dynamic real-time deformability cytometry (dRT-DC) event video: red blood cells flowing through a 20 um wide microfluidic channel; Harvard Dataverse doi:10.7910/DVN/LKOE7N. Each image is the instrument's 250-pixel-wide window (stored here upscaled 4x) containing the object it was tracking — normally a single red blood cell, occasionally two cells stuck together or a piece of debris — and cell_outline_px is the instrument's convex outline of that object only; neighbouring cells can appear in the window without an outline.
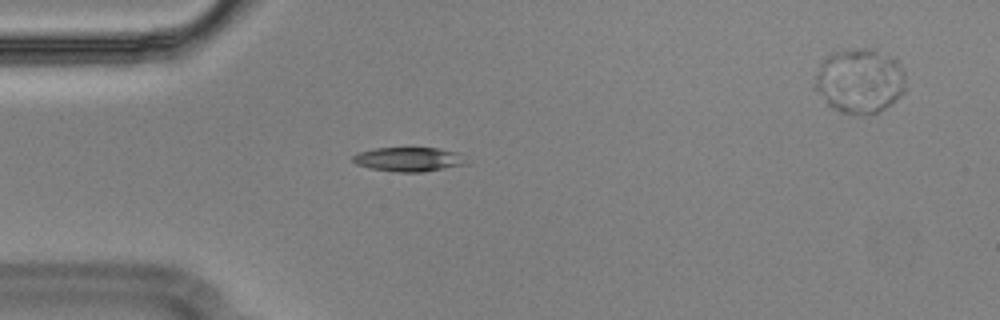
{"species": "Egyptian fruit bat (a non-hibernating species)", "species_latin": "Rousettus aegyptiacus", "temperature_condition": "cold", "stored_images_in_passage": 42, "camera_frame_rate_fps": 3000, "um_per_image_px": 0.085, "animal": {"sex": "male"}, "frame": {"image": 1, "passage_image": 1, "time_ms": 0.0, "image_size_px": [1000, 320], "cell_outline_px": [[468, 164], [424, 172], [396, 172], [372, 168], [356, 164], [352, 160], [352, 156], [356, 152], [376, 148], [436, 148], [460, 152]], "centroid_in_image_um": [34.75, 13.54], "position_along_channel_um": 50.2, "area_um2": 16.13}}
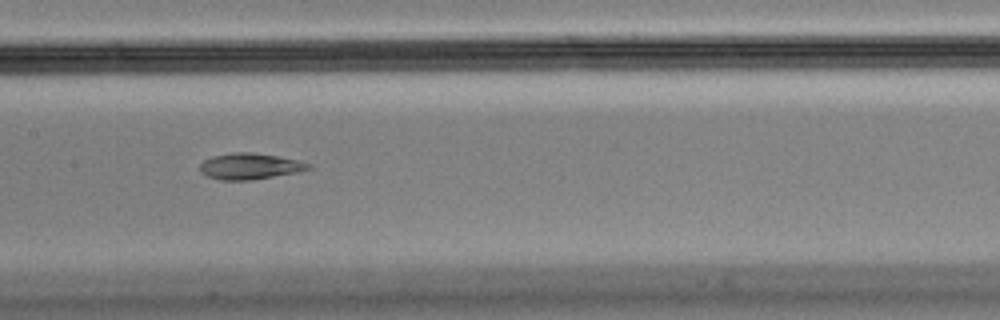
{"frame": {"image": 2, "passage_image": 13, "time_ms": 4.0, "image_size_px": [1000, 320], "cell_outline_px": [[312, 168], [296, 172], [252, 180], [220, 180], [208, 176], [200, 172], [200, 164], [204, 160], [212, 156], [232, 152], [252, 152], [276, 156], [296, 160], [312, 164]], "centroid_in_image_um": [21.21, 14.13], "position_along_channel_um": 186.2, "area_um2": 16.42}}
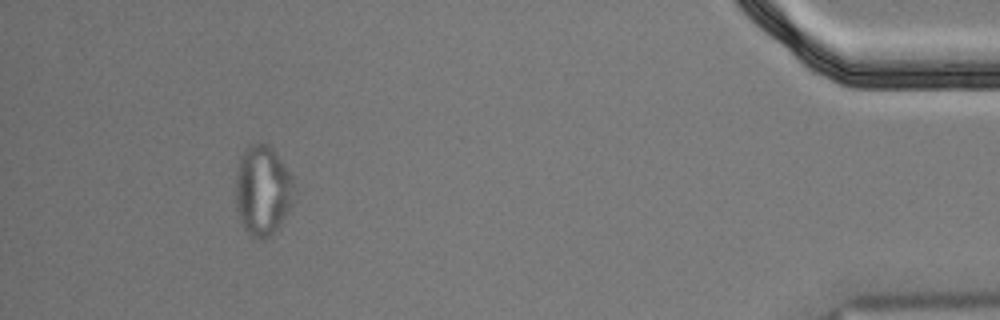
{"frame": {"image": 3, "passage_image": 37, "time_ms": 12.0, "image_size_px": [1000, 320], "cell_outline_px": [[296, 188], [292, 204], [280, 224], [264, 240], [256, 240], [244, 228], [240, 220], [236, 208], [236, 176], [240, 156], [244, 148], [248, 144], [260, 140], [264, 140], [276, 152], [292, 176]], "centroid_in_image_um": [22.33, 16.13], "position_along_channel_um": 412.9, "area_um2": 31.21}, "authors_computed_cell_mechanics": {"area_um2": 17.3111, "velocity_mm_per_s": 3.6268, "shape_relaxation_time_tau1_ms": null, "shape_relaxation_time_tau2_ms": 2.662, "deformation_change_tau1": null, "deformation_change_tau2": 0.0812}}